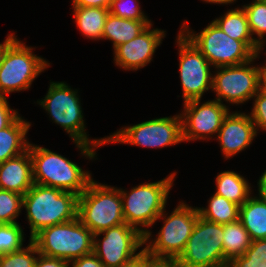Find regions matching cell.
I'll list each match as a JSON object with an SVG mask.
<instances>
[{
    "instance_id": "1",
    "label": "cell",
    "mask_w": 266,
    "mask_h": 267,
    "mask_svg": "<svg viewBox=\"0 0 266 267\" xmlns=\"http://www.w3.org/2000/svg\"><path fill=\"white\" fill-rule=\"evenodd\" d=\"M37 103L60 125L71 140L81 150V154L90 160L96 159V148L106 143V137L89 139L85 129V119L77 89H72L65 82H50L48 91ZM84 119V120H83Z\"/></svg>"
},
{
    "instance_id": "2",
    "label": "cell",
    "mask_w": 266,
    "mask_h": 267,
    "mask_svg": "<svg viewBox=\"0 0 266 267\" xmlns=\"http://www.w3.org/2000/svg\"><path fill=\"white\" fill-rule=\"evenodd\" d=\"M30 240L41 230L77 217L78 195L34 183L23 195Z\"/></svg>"
},
{
    "instance_id": "3",
    "label": "cell",
    "mask_w": 266,
    "mask_h": 267,
    "mask_svg": "<svg viewBox=\"0 0 266 267\" xmlns=\"http://www.w3.org/2000/svg\"><path fill=\"white\" fill-rule=\"evenodd\" d=\"M28 149L32 158L33 182L36 184L79 196L93 180L89 171L59 153L32 143Z\"/></svg>"
},
{
    "instance_id": "4",
    "label": "cell",
    "mask_w": 266,
    "mask_h": 267,
    "mask_svg": "<svg viewBox=\"0 0 266 267\" xmlns=\"http://www.w3.org/2000/svg\"><path fill=\"white\" fill-rule=\"evenodd\" d=\"M175 176L173 172L162 180L139 184L130 191L120 188L125 223L145 236L150 231L147 228L153 226L166 208Z\"/></svg>"
},
{
    "instance_id": "5",
    "label": "cell",
    "mask_w": 266,
    "mask_h": 267,
    "mask_svg": "<svg viewBox=\"0 0 266 267\" xmlns=\"http://www.w3.org/2000/svg\"><path fill=\"white\" fill-rule=\"evenodd\" d=\"M165 210L156 219H163V226L157 237L151 238V231L144 236V250L153 258L177 260L186 247L199 213L197 207L184 202H179L169 216Z\"/></svg>"
},
{
    "instance_id": "6",
    "label": "cell",
    "mask_w": 266,
    "mask_h": 267,
    "mask_svg": "<svg viewBox=\"0 0 266 267\" xmlns=\"http://www.w3.org/2000/svg\"><path fill=\"white\" fill-rule=\"evenodd\" d=\"M94 234L78 218L47 227L31 241L40 254L63 259H74L93 253Z\"/></svg>"
},
{
    "instance_id": "7",
    "label": "cell",
    "mask_w": 266,
    "mask_h": 267,
    "mask_svg": "<svg viewBox=\"0 0 266 267\" xmlns=\"http://www.w3.org/2000/svg\"><path fill=\"white\" fill-rule=\"evenodd\" d=\"M77 216L93 234L125 223L119 188L94 179L78 196Z\"/></svg>"
},
{
    "instance_id": "8",
    "label": "cell",
    "mask_w": 266,
    "mask_h": 267,
    "mask_svg": "<svg viewBox=\"0 0 266 267\" xmlns=\"http://www.w3.org/2000/svg\"><path fill=\"white\" fill-rule=\"evenodd\" d=\"M180 31L211 64V67L246 63L256 54L242 41L228 36L213 21L200 33L194 32L184 20Z\"/></svg>"
},
{
    "instance_id": "9",
    "label": "cell",
    "mask_w": 266,
    "mask_h": 267,
    "mask_svg": "<svg viewBox=\"0 0 266 267\" xmlns=\"http://www.w3.org/2000/svg\"><path fill=\"white\" fill-rule=\"evenodd\" d=\"M33 49L18 38L6 49L0 66V96L28 90L35 78L50 67L48 61L33 54Z\"/></svg>"
},
{
    "instance_id": "10",
    "label": "cell",
    "mask_w": 266,
    "mask_h": 267,
    "mask_svg": "<svg viewBox=\"0 0 266 267\" xmlns=\"http://www.w3.org/2000/svg\"><path fill=\"white\" fill-rule=\"evenodd\" d=\"M183 141L180 114L160 117L132 126H125L106 137V143H121L145 148H165Z\"/></svg>"
},
{
    "instance_id": "11",
    "label": "cell",
    "mask_w": 266,
    "mask_h": 267,
    "mask_svg": "<svg viewBox=\"0 0 266 267\" xmlns=\"http://www.w3.org/2000/svg\"><path fill=\"white\" fill-rule=\"evenodd\" d=\"M257 54L246 63L231 66L216 67L213 75L212 91L216 93L215 100L223 103L243 104L257 94L262 86L263 66H253ZM252 64V65H251Z\"/></svg>"
},
{
    "instance_id": "12",
    "label": "cell",
    "mask_w": 266,
    "mask_h": 267,
    "mask_svg": "<svg viewBox=\"0 0 266 267\" xmlns=\"http://www.w3.org/2000/svg\"><path fill=\"white\" fill-rule=\"evenodd\" d=\"M223 224L198 217L183 253L181 267H228L224 261Z\"/></svg>"
},
{
    "instance_id": "13",
    "label": "cell",
    "mask_w": 266,
    "mask_h": 267,
    "mask_svg": "<svg viewBox=\"0 0 266 267\" xmlns=\"http://www.w3.org/2000/svg\"><path fill=\"white\" fill-rule=\"evenodd\" d=\"M103 234V238L99 239ZM144 235L128 224H120L94 234L93 253L105 267H122L135 259L143 250Z\"/></svg>"
},
{
    "instance_id": "14",
    "label": "cell",
    "mask_w": 266,
    "mask_h": 267,
    "mask_svg": "<svg viewBox=\"0 0 266 267\" xmlns=\"http://www.w3.org/2000/svg\"><path fill=\"white\" fill-rule=\"evenodd\" d=\"M176 37L183 101L201 99L205 92L212 90L211 64L181 31Z\"/></svg>"
},
{
    "instance_id": "15",
    "label": "cell",
    "mask_w": 266,
    "mask_h": 267,
    "mask_svg": "<svg viewBox=\"0 0 266 267\" xmlns=\"http://www.w3.org/2000/svg\"><path fill=\"white\" fill-rule=\"evenodd\" d=\"M201 99L184 102L180 113L182 118L183 141L212 139L219 132L229 107L217 100L200 104Z\"/></svg>"
},
{
    "instance_id": "16",
    "label": "cell",
    "mask_w": 266,
    "mask_h": 267,
    "mask_svg": "<svg viewBox=\"0 0 266 267\" xmlns=\"http://www.w3.org/2000/svg\"><path fill=\"white\" fill-rule=\"evenodd\" d=\"M152 26L153 23L134 39L114 49L116 66L128 71H137L153 60L157 47L166 36V31L158 28L151 29Z\"/></svg>"
},
{
    "instance_id": "17",
    "label": "cell",
    "mask_w": 266,
    "mask_h": 267,
    "mask_svg": "<svg viewBox=\"0 0 266 267\" xmlns=\"http://www.w3.org/2000/svg\"><path fill=\"white\" fill-rule=\"evenodd\" d=\"M257 136L256 126L249 113L229 112L215 138L227 160L249 147Z\"/></svg>"
},
{
    "instance_id": "18",
    "label": "cell",
    "mask_w": 266,
    "mask_h": 267,
    "mask_svg": "<svg viewBox=\"0 0 266 267\" xmlns=\"http://www.w3.org/2000/svg\"><path fill=\"white\" fill-rule=\"evenodd\" d=\"M33 184L32 158L29 149L0 164V189L24 195Z\"/></svg>"
},
{
    "instance_id": "19",
    "label": "cell",
    "mask_w": 266,
    "mask_h": 267,
    "mask_svg": "<svg viewBox=\"0 0 266 267\" xmlns=\"http://www.w3.org/2000/svg\"><path fill=\"white\" fill-rule=\"evenodd\" d=\"M213 22L228 36L244 42L256 55L262 53V48L256 43L248 24L247 15L242 8L229 9L223 16Z\"/></svg>"
},
{
    "instance_id": "20",
    "label": "cell",
    "mask_w": 266,
    "mask_h": 267,
    "mask_svg": "<svg viewBox=\"0 0 266 267\" xmlns=\"http://www.w3.org/2000/svg\"><path fill=\"white\" fill-rule=\"evenodd\" d=\"M30 126L31 122L19 116L10 126L0 130V164L28 150L30 142L26 135Z\"/></svg>"
},
{
    "instance_id": "21",
    "label": "cell",
    "mask_w": 266,
    "mask_h": 267,
    "mask_svg": "<svg viewBox=\"0 0 266 267\" xmlns=\"http://www.w3.org/2000/svg\"><path fill=\"white\" fill-rule=\"evenodd\" d=\"M151 22V20L136 21L119 18L109 13L104 25L102 39L112 41L114 50L117 46L127 43L138 36L152 24Z\"/></svg>"
},
{
    "instance_id": "22",
    "label": "cell",
    "mask_w": 266,
    "mask_h": 267,
    "mask_svg": "<svg viewBox=\"0 0 266 267\" xmlns=\"http://www.w3.org/2000/svg\"><path fill=\"white\" fill-rule=\"evenodd\" d=\"M239 221L252 241L266 239V202L251 195L239 208Z\"/></svg>"
},
{
    "instance_id": "23",
    "label": "cell",
    "mask_w": 266,
    "mask_h": 267,
    "mask_svg": "<svg viewBox=\"0 0 266 267\" xmlns=\"http://www.w3.org/2000/svg\"><path fill=\"white\" fill-rule=\"evenodd\" d=\"M72 7L74 10V20L82 35L90 40H102V33L109 9L99 7Z\"/></svg>"
},
{
    "instance_id": "24",
    "label": "cell",
    "mask_w": 266,
    "mask_h": 267,
    "mask_svg": "<svg viewBox=\"0 0 266 267\" xmlns=\"http://www.w3.org/2000/svg\"><path fill=\"white\" fill-rule=\"evenodd\" d=\"M216 192L229 201L241 206L252 194L251 184L244 176L234 171H223L216 176Z\"/></svg>"
},
{
    "instance_id": "25",
    "label": "cell",
    "mask_w": 266,
    "mask_h": 267,
    "mask_svg": "<svg viewBox=\"0 0 266 267\" xmlns=\"http://www.w3.org/2000/svg\"><path fill=\"white\" fill-rule=\"evenodd\" d=\"M224 261L229 264L235 257L245 254L251 245V238L242 223L238 220L223 224Z\"/></svg>"
},
{
    "instance_id": "26",
    "label": "cell",
    "mask_w": 266,
    "mask_h": 267,
    "mask_svg": "<svg viewBox=\"0 0 266 267\" xmlns=\"http://www.w3.org/2000/svg\"><path fill=\"white\" fill-rule=\"evenodd\" d=\"M239 208V205L215 193L210 197L207 208L197 207L200 217L218 224L238 221Z\"/></svg>"
},
{
    "instance_id": "27",
    "label": "cell",
    "mask_w": 266,
    "mask_h": 267,
    "mask_svg": "<svg viewBox=\"0 0 266 267\" xmlns=\"http://www.w3.org/2000/svg\"><path fill=\"white\" fill-rule=\"evenodd\" d=\"M248 19L252 36L257 35L256 43L263 48L266 43V4L263 0H253L242 6Z\"/></svg>"
},
{
    "instance_id": "28",
    "label": "cell",
    "mask_w": 266,
    "mask_h": 267,
    "mask_svg": "<svg viewBox=\"0 0 266 267\" xmlns=\"http://www.w3.org/2000/svg\"><path fill=\"white\" fill-rule=\"evenodd\" d=\"M23 208V195L0 189V224L18 223L16 218Z\"/></svg>"
},
{
    "instance_id": "29",
    "label": "cell",
    "mask_w": 266,
    "mask_h": 267,
    "mask_svg": "<svg viewBox=\"0 0 266 267\" xmlns=\"http://www.w3.org/2000/svg\"><path fill=\"white\" fill-rule=\"evenodd\" d=\"M228 267H266V239L253 240L245 254L235 257Z\"/></svg>"
},
{
    "instance_id": "30",
    "label": "cell",
    "mask_w": 266,
    "mask_h": 267,
    "mask_svg": "<svg viewBox=\"0 0 266 267\" xmlns=\"http://www.w3.org/2000/svg\"><path fill=\"white\" fill-rule=\"evenodd\" d=\"M19 223L0 224V255L23 248L24 232Z\"/></svg>"
},
{
    "instance_id": "31",
    "label": "cell",
    "mask_w": 266,
    "mask_h": 267,
    "mask_svg": "<svg viewBox=\"0 0 266 267\" xmlns=\"http://www.w3.org/2000/svg\"><path fill=\"white\" fill-rule=\"evenodd\" d=\"M29 241L28 246L19 251L0 255V267H34L39 252L36 245Z\"/></svg>"
},
{
    "instance_id": "32",
    "label": "cell",
    "mask_w": 266,
    "mask_h": 267,
    "mask_svg": "<svg viewBox=\"0 0 266 267\" xmlns=\"http://www.w3.org/2000/svg\"><path fill=\"white\" fill-rule=\"evenodd\" d=\"M109 13L124 19L150 20L141 10L138 0H112Z\"/></svg>"
},
{
    "instance_id": "33",
    "label": "cell",
    "mask_w": 266,
    "mask_h": 267,
    "mask_svg": "<svg viewBox=\"0 0 266 267\" xmlns=\"http://www.w3.org/2000/svg\"><path fill=\"white\" fill-rule=\"evenodd\" d=\"M253 99L252 111L249 114L251 120L256 126L257 133L259 129L266 131V91L261 87Z\"/></svg>"
},
{
    "instance_id": "34",
    "label": "cell",
    "mask_w": 266,
    "mask_h": 267,
    "mask_svg": "<svg viewBox=\"0 0 266 267\" xmlns=\"http://www.w3.org/2000/svg\"><path fill=\"white\" fill-rule=\"evenodd\" d=\"M8 98L0 96V130L10 126L19 116L18 110L10 108Z\"/></svg>"
},
{
    "instance_id": "35",
    "label": "cell",
    "mask_w": 266,
    "mask_h": 267,
    "mask_svg": "<svg viewBox=\"0 0 266 267\" xmlns=\"http://www.w3.org/2000/svg\"><path fill=\"white\" fill-rule=\"evenodd\" d=\"M71 267H105L99 258L94 254H88L80 258L74 259L69 263Z\"/></svg>"
},
{
    "instance_id": "36",
    "label": "cell",
    "mask_w": 266,
    "mask_h": 267,
    "mask_svg": "<svg viewBox=\"0 0 266 267\" xmlns=\"http://www.w3.org/2000/svg\"><path fill=\"white\" fill-rule=\"evenodd\" d=\"M34 267H70L69 262L63 259L38 254Z\"/></svg>"
},
{
    "instance_id": "37",
    "label": "cell",
    "mask_w": 266,
    "mask_h": 267,
    "mask_svg": "<svg viewBox=\"0 0 266 267\" xmlns=\"http://www.w3.org/2000/svg\"><path fill=\"white\" fill-rule=\"evenodd\" d=\"M147 267H181L175 259H157L147 253Z\"/></svg>"
},
{
    "instance_id": "38",
    "label": "cell",
    "mask_w": 266,
    "mask_h": 267,
    "mask_svg": "<svg viewBox=\"0 0 266 267\" xmlns=\"http://www.w3.org/2000/svg\"><path fill=\"white\" fill-rule=\"evenodd\" d=\"M112 0H72L73 6L99 7L109 9Z\"/></svg>"
},
{
    "instance_id": "39",
    "label": "cell",
    "mask_w": 266,
    "mask_h": 267,
    "mask_svg": "<svg viewBox=\"0 0 266 267\" xmlns=\"http://www.w3.org/2000/svg\"><path fill=\"white\" fill-rule=\"evenodd\" d=\"M122 267H147V252L143 250L135 259Z\"/></svg>"
},
{
    "instance_id": "40",
    "label": "cell",
    "mask_w": 266,
    "mask_h": 267,
    "mask_svg": "<svg viewBox=\"0 0 266 267\" xmlns=\"http://www.w3.org/2000/svg\"><path fill=\"white\" fill-rule=\"evenodd\" d=\"M258 195L257 197L266 202V170L260 176L258 182Z\"/></svg>"
},
{
    "instance_id": "41",
    "label": "cell",
    "mask_w": 266,
    "mask_h": 267,
    "mask_svg": "<svg viewBox=\"0 0 266 267\" xmlns=\"http://www.w3.org/2000/svg\"><path fill=\"white\" fill-rule=\"evenodd\" d=\"M17 39L15 34H8L4 42L0 43V66L6 49Z\"/></svg>"
},
{
    "instance_id": "42",
    "label": "cell",
    "mask_w": 266,
    "mask_h": 267,
    "mask_svg": "<svg viewBox=\"0 0 266 267\" xmlns=\"http://www.w3.org/2000/svg\"><path fill=\"white\" fill-rule=\"evenodd\" d=\"M203 2L207 3H213V4H232L234 1L236 2L237 0H202Z\"/></svg>"
},
{
    "instance_id": "43",
    "label": "cell",
    "mask_w": 266,
    "mask_h": 267,
    "mask_svg": "<svg viewBox=\"0 0 266 267\" xmlns=\"http://www.w3.org/2000/svg\"><path fill=\"white\" fill-rule=\"evenodd\" d=\"M261 87L266 91V65L263 67V71H262V86Z\"/></svg>"
}]
</instances>
